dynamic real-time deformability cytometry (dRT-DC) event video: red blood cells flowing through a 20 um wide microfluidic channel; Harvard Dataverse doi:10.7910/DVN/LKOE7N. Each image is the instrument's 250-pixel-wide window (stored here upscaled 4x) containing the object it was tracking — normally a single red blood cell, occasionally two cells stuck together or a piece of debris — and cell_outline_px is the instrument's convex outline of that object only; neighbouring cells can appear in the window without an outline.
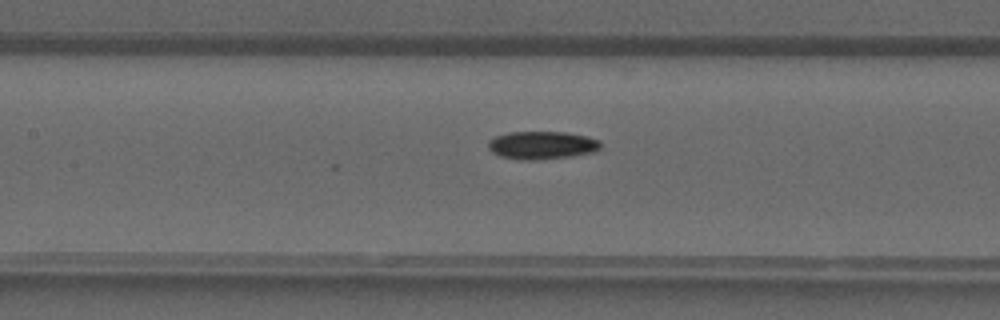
{"species": "common noctule bat (a hibernating species)", "species_latin": "Nyctalus noctula", "temperature_condition": "warm", "stored_images_in_passage": 37, "camera_frame_rate_fps": 3000, "um_per_image_px": 0.085, "animal": {"sex": "male", "forearm_length_mm": 52.5}, "frame": {"image": 1, "passage_image": 15, "time_ms": 4.667, "image_size_px": [1000, 320], "cell_outline_px": [[600, 148], [592, 152], [572, 156], [536, 160], [524, 160], [500, 156], [492, 152], [488, 148], [488, 140], [496, 136], [508, 132], [568, 132], [588, 136], [600, 140]], "centroid_in_image_um": [46.06, 12.33], "position_along_channel_um": 161.3, "area_um2": 18.38}}
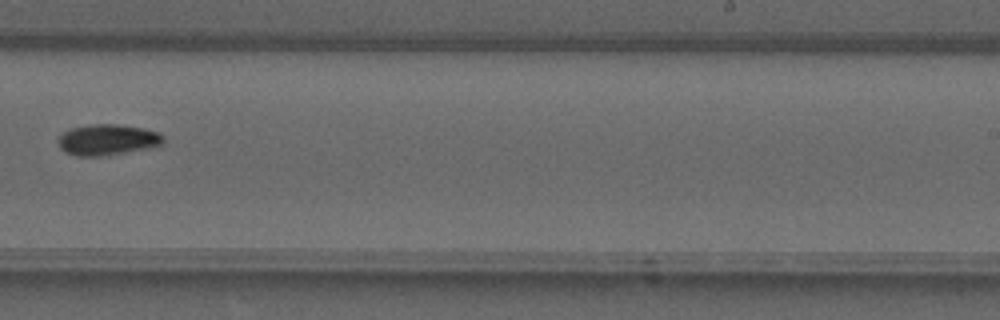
{"frame": {"image": 2, "passage_image": 22, "time_ms": 7.0, "image_size_px": [1000, 320], "cell_outline_px": [[164, 144], [160, 148], [100, 156], [76, 156], [64, 152], [60, 148], [56, 140], [68, 128], [92, 124], [116, 124], [144, 128], [160, 132], [164, 136]], "centroid_in_image_um": [9.2, 11.89], "position_along_channel_um": 279.8, "area_um2": 19.65}}
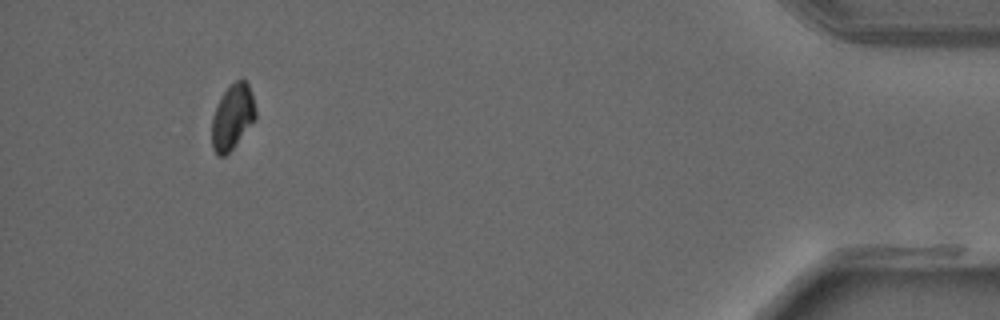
{"frame": {"image": 3, "passage_image": 34, "time_ms": 11.0, "image_size_px": [1000, 320], "cell_outline_px": [[256, 116], [232, 148], [224, 156], [216, 156], [212, 148], [212, 116], [224, 92], [236, 80], [244, 80], [248, 84], [256, 108]], "centroid_in_image_um": [19.74, 9.95], "position_along_channel_um": 415.5, "area_um2": 16.07}}